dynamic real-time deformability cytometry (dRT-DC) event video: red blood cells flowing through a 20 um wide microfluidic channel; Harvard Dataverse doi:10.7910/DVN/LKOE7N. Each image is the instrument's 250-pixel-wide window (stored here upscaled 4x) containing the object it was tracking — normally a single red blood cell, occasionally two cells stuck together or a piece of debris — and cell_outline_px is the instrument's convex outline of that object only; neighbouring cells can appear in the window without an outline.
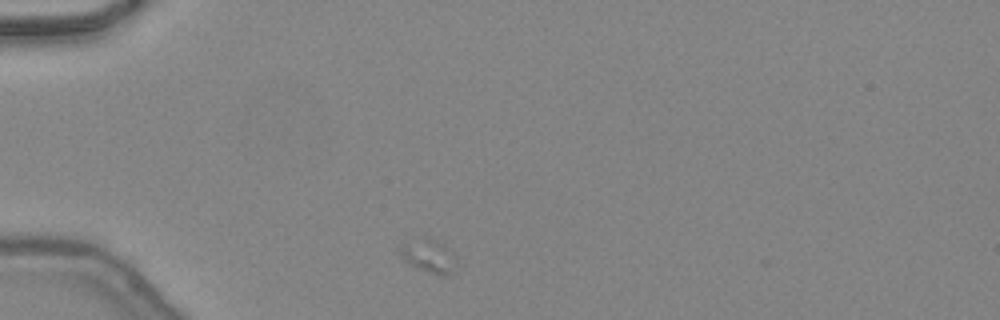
{"species": "common noctule bat (a hibernating species)", "species_latin": "Nyctalus noctula", "temperature_condition": "warm", "stored_images_in_passage": 20, "camera_frame_rate_fps": 3000, "um_per_image_px": 0.085, "animal": {"sex": "female", "body_mass_g": 24.6, "forearm_length_mm": 56.2}, "frame": {"image": 1, "passage_image": 1, "time_ms": 0.0, "image_size_px": [1000, 320], "cell_outline_px": [[452, 276], [440, 276], [428, 272], [404, 260], [400, 252], [400, 248], [412, 236], [428, 236], [444, 244], [452, 252]], "centroid_in_image_um": [36.4, 21.7], "position_along_channel_um": 48.6, "area_um2": 10.87}}